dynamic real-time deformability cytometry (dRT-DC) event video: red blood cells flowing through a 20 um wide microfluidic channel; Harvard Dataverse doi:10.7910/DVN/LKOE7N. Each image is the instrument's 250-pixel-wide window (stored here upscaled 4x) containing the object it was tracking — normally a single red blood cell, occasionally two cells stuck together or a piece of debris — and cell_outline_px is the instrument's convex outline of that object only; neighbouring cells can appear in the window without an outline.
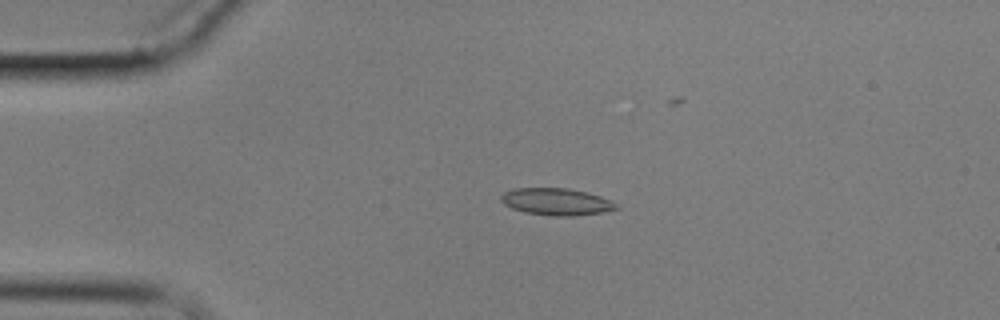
{"species": "common noctule bat (a hibernating species)", "species_latin": "Nyctalus noctula", "temperature_condition": "cold", "stored_images_in_passage": 5, "camera_frame_rate_fps": 3000, "um_per_image_px": 0.085, "animal": {"sex": "male", "body_mass_g": 17.9}, "frame": {"image": 1, "passage_image": 4, "time_ms": 3.667, "image_size_px": [1000, 320], "cell_outline_px": [[620, 208], [604, 212], [572, 216], [552, 216], [524, 212], [512, 208], [504, 204], [500, 200], [500, 196], [504, 192], [512, 188], [568, 188], [588, 192], [612, 200], [620, 204]], "centroid_in_image_um": [47.33, 17.14], "position_along_channel_um": 37.7, "area_um2": 18.44}}